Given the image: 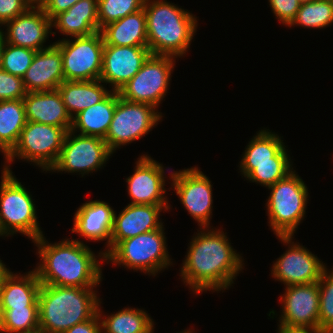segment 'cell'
Listing matches in <instances>:
<instances>
[{"instance_id":"6da1fadb","label":"cell","mask_w":333,"mask_h":333,"mask_svg":"<svg viewBox=\"0 0 333 333\" xmlns=\"http://www.w3.org/2000/svg\"><path fill=\"white\" fill-rule=\"evenodd\" d=\"M189 242L179 276L193 294L225 291L244 268V259L229 242L227 232L200 228Z\"/></svg>"},{"instance_id":"7a4b0ae2","label":"cell","mask_w":333,"mask_h":333,"mask_svg":"<svg viewBox=\"0 0 333 333\" xmlns=\"http://www.w3.org/2000/svg\"><path fill=\"white\" fill-rule=\"evenodd\" d=\"M33 243L38 248L37 254L40 258L34 270L41 284L80 288L99 286L103 279V252H98L96 256L87 244L74 238L52 244L46 240L44 234Z\"/></svg>"},{"instance_id":"3957f363","label":"cell","mask_w":333,"mask_h":333,"mask_svg":"<svg viewBox=\"0 0 333 333\" xmlns=\"http://www.w3.org/2000/svg\"><path fill=\"white\" fill-rule=\"evenodd\" d=\"M143 8L150 53L177 59L186 55L197 31V17L167 0H145Z\"/></svg>"},{"instance_id":"277c9868","label":"cell","mask_w":333,"mask_h":333,"mask_svg":"<svg viewBox=\"0 0 333 333\" xmlns=\"http://www.w3.org/2000/svg\"><path fill=\"white\" fill-rule=\"evenodd\" d=\"M94 288L41 284L38 294L39 328L43 333H63L92 319L100 300Z\"/></svg>"},{"instance_id":"5b68a950","label":"cell","mask_w":333,"mask_h":333,"mask_svg":"<svg viewBox=\"0 0 333 333\" xmlns=\"http://www.w3.org/2000/svg\"><path fill=\"white\" fill-rule=\"evenodd\" d=\"M0 182V236L18 232L32 242L43 235L37 221L32 194L18 181L13 172L2 169Z\"/></svg>"},{"instance_id":"8992f818","label":"cell","mask_w":333,"mask_h":333,"mask_svg":"<svg viewBox=\"0 0 333 333\" xmlns=\"http://www.w3.org/2000/svg\"><path fill=\"white\" fill-rule=\"evenodd\" d=\"M266 213L276 236H294L303 221L308 203V188L293 170L285 178L269 186Z\"/></svg>"},{"instance_id":"52a82bcc","label":"cell","mask_w":333,"mask_h":333,"mask_svg":"<svg viewBox=\"0 0 333 333\" xmlns=\"http://www.w3.org/2000/svg\"><path fill=\"white\" fill-rule=\"evenodd\" d=\"M164 234L163 225L157 230L120 241L105 256V262L156 276L159 272L173 265L167 250V238Z\"/></svg>"},{"instance_id":"ba28073f","label":"cell","mask_w":333,"mask_h":333,"mask_svg":"<svg viewBox=\"0 0 333 333\" xmlns=\"http://www.w3.org/2000/svg\"><path fill=\"white\" fill-rule=\"evenodd\" d=\"M69 130L71 129L27 121L16 146L5 157L3 169L12 172L10 164L16 159H24L23 161L41 167L43 171H49L60 155Z\"/></svg>"},{"instance_id":"9c48e42d","label":"cell","mask_w":333,"mask_h":333,"mask_svg":"<svg viewBox=\"0 0 333 333\" xmlns=\"http://www.w3.org/2000/svg\"><path fill=\"white\" fill-rule=\"evenodd\" d=\"M147 103L122 99L117 92V103L113 119L104 138L114 153L121 146L145 137L162 120V112Z\"/></svg>"},{"instance_id":"30bf717a","label":"cell","mask_w":333,"mask_h":333,"mask_svg":"<svg viewBox=\"0 0 333 333\" xmlns=\"http://www.w3.org/2000/svg\"><path fill=\"white\" fill-rule=\"evenodd\" d=\"M175 60L173 56L150 54L139 72L118 91L119 96L158 109L168 93Z\"/></svg>"},{"instance_id":"8fae6325","label":"cell","mask_w":333,"mask_h":333,"mask_svg":"<svg viewBox=\"0 0 333 333\" xmlns=\"http://www.w3.org/2000/svg\"><path fill=\"white\" fill-rule=\"evenodd\" d=\"M72 38L54 42L62 54L65 81L100 80L104 48L101 31Z\"/></svg>"},{"instance_id":"7c38bea8","label":"cell","mask_w":333,"mask_h":333,"mask_svg":"<svg viewBox=\"0 0 333 333\" xmlns=\"http://www.w3.org/2000/svg\"><path fill=\"white\" fill-rule=\"evenodd\" d=\"M113 152L103 138L80 135L71 130L66 134L63 147L50 172L79 173L82 177L101 169Z\"/></svg>"},{"instance_id":"4fadbf2b","label":"cell","mask_w":333,"mask_h":333,"mask_svg":"<svg viewBox=\"0 0 333 333\" xmlns=\"http://www.w3.org/2000/svg\"><path fill=\"white\" fill-rule=\"evenodd\" d=\"M169 180L172 189L185 210L198 223L199 228L212 227L210 219L213 208L212 183L208 176L196 166L171 171Z\"/></svg>"},{"instance_id":"5bb4252c","label":"cell","mask_w":333,"mask_h":333,"mask_svg":"<svg viewBox=\"0 0 333 333\" xmlns=\"http://www.w3.org/2000/svg\"><path fill=\"white\" fill-rule=\"evenodd\" d=\"M277 238L288 246V250L273 263L271 276L285 287L318 282L326 264L300 243H294L293 236Z\"/></svg>"},{"instance_id":"9a60e30c","label":"cell","mask_w":333,"mask_h":333,"mask_svg":"<svg viewBox=\"0 0 333 333\" xmlns=\"http://www.w3.org/2000/svg\"><path fill=\"white\" fill-rule=\"evenodd\" d=\"M137 159L134 173L125 179L131 198L129 204L170 205L165 196L164 165L146 154L140 155Z\"/></svg>"},{"instance_id":"2e32d148","label":"cell","mask_w":333,"mask_h":333,"mask_svg":"<svg viewBox=\"0 0 333 333\" xmlns=\"http://www.w3.org/2000/svg\"><path fill=\"white\" fill-rule=\"evenodd\" d=\"M280 296L282 311L279 325L289 327H319L318 282L291 285Z\"/></svg>"},{"instance_id":"e0dca14e","label":"cell","mask_w":333,"mask_h":333,"mask_svg":"<svg viewBox=\"0 0 333 333\" xmlns=\"http://www.w3.org/2000/svg\"><path fill=\"white\" fill-rule=\"evenodd\" d=\"M2 26H4L3 30L2 27L0 28L6 43L35 51L50 47L52 44L47 46L44 44L49 38V34H56L52 31V21L37 3Z\"/></svg>"},{"instance_id":"ac0fdd59","label":"cell","mask_w":333,"mask_h":333,"mask_svg":"<svg viewBox=\"0 0 333 333\" xmlns=\"http://www.w3.org/2000/svg\"><path fill=\"white\" fill-rule=\"evenodd\" d=\"M150 54L148 46L104 45L100 80L118 92L139 72Z\"/></svg>"},{"instance_id":"d6986e66","label":"cell","mask_w":333,"mask_h":333,"mask_svg":"<svg viewBox=\"0 0 333 333\" xmlns=\"http://www.w3.org/2000/svg\"><path fill=\"white\" fill-rule=\"evenodd\" d=\"M170 205L128 204L117 215L114 213L110 251L127 238L157 230L163 226L160 212L169 211Z\"/></svg>"},{"instance_id":"ffe728a7","label":"cell","mask_w":333,"mask_h":333,"mask_svg":"<svg viewBox=\"0 0 333 333\" xmlns=\"http://www.w3.org/2000/svg\"><path fill=\"white\" fill-rule=\"evenodd\" d=\"M114 209L100 200L83 203L75 212L72 233H78L88 241H106L102 252L106 256L110 252V239L113 228Z\"/></svg>"},{"instance_id":"44dd1931","label":"cell","mask_w":333,"mask_h":333,"mask_svg":"<svg viewBox=\"0 0 333 333\" xmlns=\"http://www.w3.org/2000/svg\"><path fill=\"white\" fill-rule=\"evenodd\" d=\"M22 80L27 92L57 89L65 81L60 48L52 43L50 47L37 51Z\"/></svg>"},{"instance_id":"7402d4cb","label":"cell","mask_w":333,"mask_h":333,"mask_svg":"<svg viewBox=\"0 0 333 333\" xmlns=\"http://www.w3.org/2000/svg\"><path fill=\"white\" fill-rule=\"evenodd\" d=\"M27 121L71 129L68 114L58 89L28 92L23 98Z\"/></svg>"},{"instance_id":"603a6c76","label":"cell","mask_w":333,"mask_h":333,"mask_svg":"<svg viewBox=\"0 0 333 333\" xmlns=\"http://www.w3.org/2000/svg\"><path fill=\"white\" fill-rule=\"evenodd\" d=\"M40 287L34 269L26 274L10 271L0 282V308L39 307Z\"/></svg>"},{"instance_id":"cb8c5ba5","label":"cell","mask_w":333,"mask_h":333,"mask_svg":"<svg viewBox=\"0 0 333 333\" xmlns=\"http://www.w3.org/2000/svg\"><path fill=\"white\" fill-rule=\"evenodd\" d=\"M98 0H79L52 20V27L66 37L88 36L99 31Z\"/></svg>"},{"instance_id":"d4e9b609","label":"cell","mask_w":333,"mask_h":333,"mask_svg":"<svg viewBox=\"0 0 333 333\" xmlns=\"http://www.w3.org/2000/svg\"><path fill=\"white\" fill-rule=\"evenodd\" d=\"M104 45L148 46L144 8L101 29Z\"/></svg>"},{"instance_id":"484cf974","label":"cell","mask_w":333,"mask_h":333,"mask_svg":"<svg viewBox=\"0 0 333 333\" xmlns=\"http://www.w3.org/2000/svg\"><path fill=\"white\" fill-rule=\"evenodd\" d=\"M116 103L117 92L111 91L102 101L78 113L72 119L71 131L104 139L113 119Z\"/></svg>"},{"instance_id":"4316f807","label":"cell","mask_w":333,"mask_h":333,"mask_svg":"<svg viewBox=\"0 0 333 333\" xmlns=\"http://www.w3.org/2000/svg\"><path fill=\"white\" fill-rule=\"evenodd\" d=\"M101 80L63 81L57 88L70 117L102 101L111 90Z\"/></svg>"},{"instance_id":"83f0119b","label":"cell","mask_w":333,"mask_h":333,"mask_svg":"<svg viewBox=\"0 0 333 333\" xmlns=\"http://www.w3.org/2000/svg\"><path fill=\"white\" fill-rule=\"evenodd\" d=\"M101 303L100 300L97 310L101 322V333L154 332V321L147 311L138 307H125L112 315H103Z\"/></svg>"},{"instance_id":"f1b7e54d","label":"cell","mask_w":333,"mask_h":333,"mask_svg":"<svg viewBox=\"0 0 333 333\" xmlns=\"http://www.w3.org/2000/svg\"><path fill=\"white\" fill-rule=\"evenodd\" d=\"M26 123L23 99L0 101V152L3 158L16 146Z\"/></svg>"},{"instance_id":"f546056e","label":"cell","mask_w":333,"mask_h":333,"mask_svg":"<svg viewBox=\"0 0 333 333\" xmlns=\"http://www.w3.org/2000/svg\"><path fill=\"white\" fill-rule=\"evenodd\" d=\"M284 146L275 156L274 163L239 164L240 172L246 180L264 187L274 185L285 178L293 169L288 149Z\"/></svg>"},{"instance_id":"4dcf8cb0","label":"cell","mask_w":333,"mask_h":333,"mask_svg":"<svg viewBox=\"0 0 333 333\" xmlns=\"http://www.w3.org/2000/svg\"><path fill=\"white\" fill-rule=\"evenodd\" d=\"M281 136L269 129H261L249 141L240 164L274 163V156L285 146Z\"/></svg>"},{"instance_id":"1f68e13d","label":"cell","mask_w":333,"mask_h":333,"mask_svg":"<svg viewBox=\"0 0 333 333\" xmlns=\"http://www.w3.org/2000/svg\"><path fill=\"white\" fill-rule=\"evenodd\" d=\"M333 24L332 0H314L300 4L295 19L288 27L294 25L309 29H323Z\"/></svg>"},{"instance_id":"d6a6232c","label":"cell","mask_w":333,"mask_h":333,"mask_svg":"<svg viewBox=\"0 0 333 333\" xmlns=\"http://www.w3.org/2000/svg\"><path fill=\"white\" fill-rule=\"evenodd\" d=\"M0 333H30L39 328V307L1 308Z\"/></svg>"},{"instance_id":"836d02e7","label":"cell","mask_w":333,"mask_h":333,"mask_svg":"<svg viewBox=\"0 0 333 333\" xmlns=\"http://www.w3.org/2000/svg\"><path fill=\"white\" fill-rule=\"evenodd\" d=\"M144 3L145 0H98L99 31L107 24L143 9Z\"/></svg>"},{"instance_id":"e575fe53","label":"cell","mask_w":333,"mask_h":333,"mask_svg":"<svg viewBox=\"0 0 333 333\" xmlns=\"http://www.w3.org/2000/svg\"><path fill=\"white\" fill-rule=\"evenodd\" d=\"M37 51L4 43L1 51L0 68L8 73L23 77Z\"/></svg>"},{"instance_id":"d590c367","label":"cell","mask_w":333,"mask_h":333,"mask_svg":"<svg viewBox=\"0 0 333 333\" xmlns=\"http://www.w3.org/2000/svg\"><path fill=\"white\" fill-rule=\"evenodd\" d=\"M319 286V328L333 333V267L326 268L318 281Z\"/></svg>"},{"instance_id":"8d00e7d4","label":"cell","mask_w":333,"mask_h":333,"mask_svg":"<svg viewBox=\"0 0 333 333\" xmlns=\"http://www.w3.org/2000/svg\"><path fill=\"white\" fill-rule=\"evenodd\" d=\"M27 93L21 77L0 68V101L23 99Z\"/></svg>"},{"instance_id":"74e56055","label":"cell","mask_w":333,"mask_h":333,"mask_svg":"<svg viewBox=\"0 0 333 333\" xmlns=\"http://www.w3.org/2000/svg\"><path fill=\"white\" fill-rule=\"evenodd\" d=\"M275 17L286 27L291 24L300 8L297 0H268Z\"/></svg>"},{"instance_id":"f35d334b","label":"cell","mask_w":333,"mask_h":333,"mask_svg":"<svg viewBox=\"0 0 333 333\" xmlns=\"http://www.w3.org/2000/svg\"><path fill=\"white\" fill-rule=\"evenodd\" d=\"M34 4L33 0H0V27L25 13Z\"/></svg>"},{"instance_id":"ab89813d","label":"cell","mask_w":333,"mask_h":333,"mask_svg":"<svg viewBox=\"0 0 333 333\" xmlns=\"http://www.w3.org/2000/svg\"><path fill=\"white\" fill-rule=\"evenodd\" d=\"M79 0H39L37 4L52 21L60 13L66 12Z\"/></svg>"},{"instance_id":"60d3db41","label":"cell","mask_w":333,"mask_h":333,"mask_svg":"<svg viewBox=\"0 0 333 333\" xmlns=\"http://www.w3.org/2000/svg\"><path fill=\"white\" fill-rule=\"evenodd\" d=\"M63 333H101V322L98 314L92 319L76 324Z\"/></svg>"},{"instance_id":"b9f144b4","label":"cell","mask_w":333,"mask_h":333,"mask_svg":"<svg viewBox=\"0 0 333 333\" xmlns=\"http://www.w3.org/2000/svg\"><path fill=\"white\" fill-rule=\"evenodd\" d=\"M277 333H329L319 327H289L278 325Z\"/></svg>"},{"instance_id":"7bdbcfd3","label":"cell","mask_w":333,"mask_h":333,"mask_svg":"<svg viewBox=\"0 0 333 333\" xmlns=\"http://www.w3.org/2000/svg\"><path fill=\"white\" fill-rule=\"evenodd\" d=\"M4 262L0 259V282L4 279V277L10 272Z\"/></svg>"},{"instance_id":"ee69618b","label":"cell","mask_w":333,"mask_h":333,"mask_svg":"<svg viewBox=\"0 0 333 333\" xmlns=\"http://www.w3.org/2000/svg\"><path fill=\"white\" fill-rule=\"evenodd\" d=\"M4 43H5L4 37H3L2 31L0 28V65H1V51H2Z\"/></svg>"},{"instance_id":"f6af8a7d","label":"cell","mask_w":333,"mask_h":333,"mask_svg":"<svg viewBox=\"0 0 333 333\" xmlns=\"http://www.w3.org/2000/svg\"><path fill=\"white\" fill-rule=\"evenodd\" d=\"M300 4H304V3H309L312 2L314 0H297Z\"/></svg>"},{"instance_id":"bcb514c9","label":"cell","mask_w":333,"mask_h":333,"mask_svg":"<svg viewBox=\"0 0 333 333\" xmlns=\"http://www.w3.org/2000/svg\"><path fill=\"white\" fill-rule=\"evenodd\" d=\"M178 333V332H177ZM179 333H194L193 332V329L191 330L190 328L188 329V330H183V331H181V332H179Z\"/></svg>"},{"instance_id":"7dc6e473","label":"cell","mask_w":333,"mask_h":333,"mask_svg":"<svg viewBox=\"0 0 333 333\" xmlns=\"http://www.w3.org/2000/svg\"><path fill=\"white\" fill-rule=\"evenodd\" d=\"M1 326H2V313H1V308H0V332H1Z\"/></svg>"},{"instance_id":"c3c4849f","label":"cell","mask_w":333,"mask_h":333,"mask_svg":"<svg viewBox=\"0 0 333 333\" xmlns=\"http://www.w3.org/2000/svg\"><path fill=\"white\" fill-rule=\"evenodd\" d=\"M30 333H43L41 330H36L34 332H30Z\"/></svg>"}]
</instances>
